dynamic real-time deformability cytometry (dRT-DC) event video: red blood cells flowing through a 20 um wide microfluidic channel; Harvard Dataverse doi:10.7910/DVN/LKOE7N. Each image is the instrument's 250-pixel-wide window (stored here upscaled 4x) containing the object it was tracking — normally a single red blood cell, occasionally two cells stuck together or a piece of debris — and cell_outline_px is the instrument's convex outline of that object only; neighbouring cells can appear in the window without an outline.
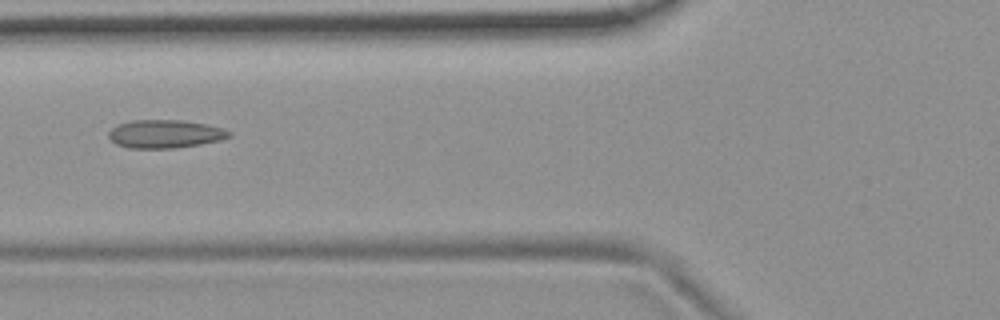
{"species": "common noctule bat (a hibernating species)", "species_latin": "Nyctalus noctula", "temperature_condition": "room temperature", "stored_images_in_passage": 44, "camera_frame_rate_fps": 3000, "um_per_image_px": 0.085, "animal": {"sex": "female", "body_mass_g": 19.9}, "frame": {"image": 1, "passage_image": 11, "time_ms": 3.333, "image_size_px": [1000, 320], "cell_outline_px": [[232, 136], [220, 140], [200, 144], [172, 148], [128, 148], [116, 144], [108, 136], [108, 132], [112, 128], [120, 124], [132, 120], [184, 120], [204, 124], [220, 128], [232, 132]], "centroid_in_image_um": [14.02, 11.38], "position_along_channel_um": 111.8, "area_um2": 19.65}}
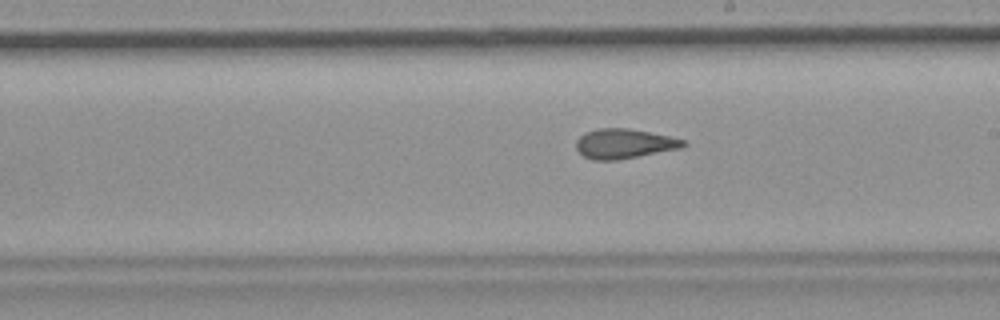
{"frame": {"image": 2, "passage_image": 21, "time_ms": 6.667, "image_size_px": [1000, 320], "cell_outline_px": [[688, 144], [680, 148], [616, 160], [592, 160], [584, 156], [576, 148], [576, 140], [584, 132], [600, 128], [628, 128], [668, 136], [684, 140]], "centroid_in_image_um": [53.01, 12.21], "position_along_channel_um": 236.0, "area_um2": 18.32}}
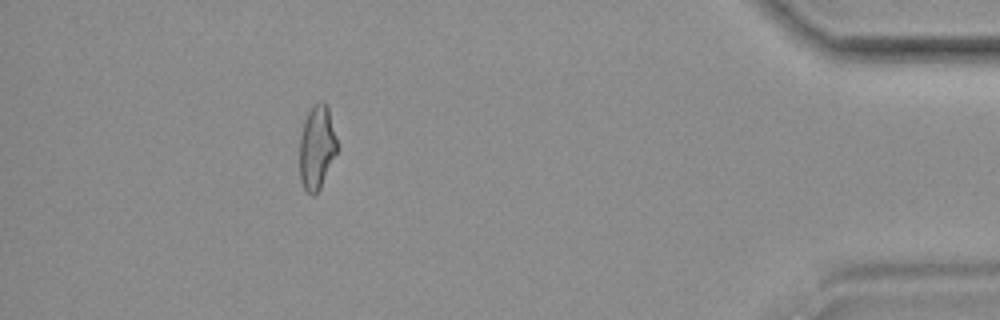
{"frame": {"image": 3, "passage_image": 39, "time_ms": 12.667, "image_size_px": [1000, 320], "cell_outline_px": [[336, 152], [320, 188], [312, 196], [304, 188], [300, 180], [300, 136], [308, 112], [312, 104], [320, 100], [324, 100], [328, 104], [336, 140]], "centroid_in_image_um": [26.92, 12.47], "position_along_channel_um": 408.3, "area_um2": 18.09}, "authors_computed_cell_mechanics": {"area_um2": 18.7561, "velocity_mm_per_s": 3.7327, "shape_relaxation_time_tau1_ms": null, "shape_relaxation_time_tau2_ms": 1.9851, "deformation_change_tau1": null, "deformation_change_tau2": 0.1066}}